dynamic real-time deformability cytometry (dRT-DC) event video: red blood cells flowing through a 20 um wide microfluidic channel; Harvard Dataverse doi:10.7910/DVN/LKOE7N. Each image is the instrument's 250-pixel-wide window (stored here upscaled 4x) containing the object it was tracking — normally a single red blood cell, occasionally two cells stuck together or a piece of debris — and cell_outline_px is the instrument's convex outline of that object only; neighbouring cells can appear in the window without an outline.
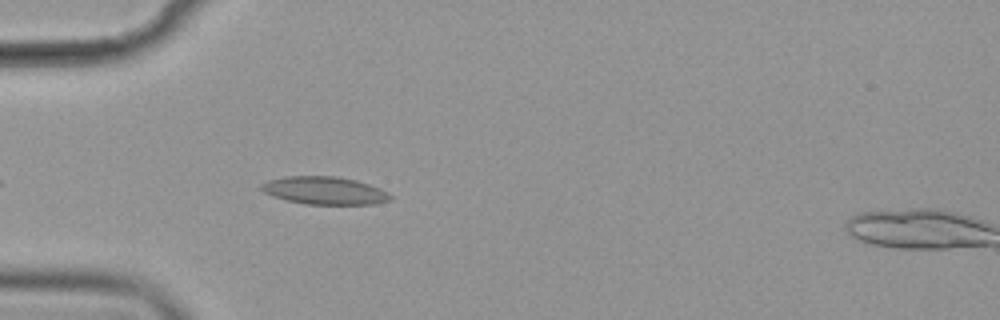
{"species": "common noctule bat (a hibernating species)", "species_latin": "Nyctalus noctula", "temperature_condition": "cold", "stored_images_in_passage": 44, "camera_frame_rate_fps": 3000, "um_per_image_px": 0.085, "animal": {"sex": "female", "body_mass_g": 19.9}, "frame": {"image": 1, "passage_image": 5, "time_ms": 1.333, "image_size_px": [1000, 320], "cell_outline_px": [[392, 200], [376, 204], [304, 204], [272, 196], [264, 192], [260, 188], [260, 184], [268, 180], [284, 176], [332, 176], [356, 180], [380, 188], [388, 192], [392, 196]], "centroid_in_image_um": [27.59, 16.2], "position_along_channel_um": 57.4, "area_um2": 20.92}}
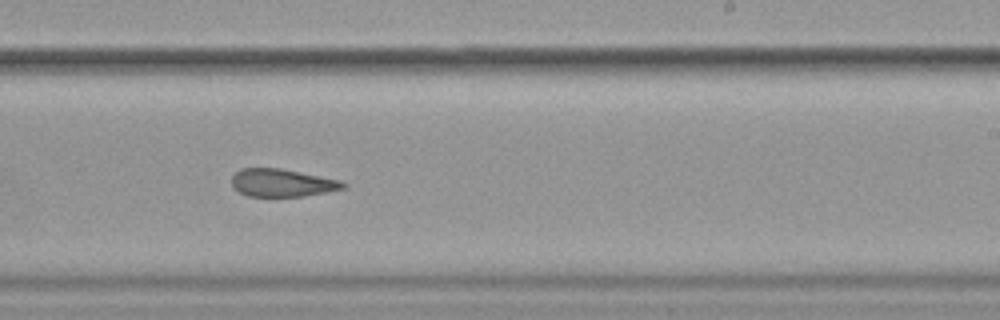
{"frame": {"image": 2, "passage_image": 23, "time_ms": 7.333, "image_size_px": [1000, 320], "cell_outline_px": [[348, 184], [344, 188], [304, 196], [248, 196], [240, 192], [232, 184], [232, 176], [240, 168], [280, 168], [340, 180]], "centroid_in_image_um": [23.97, 15.53], "position_along_channel_um": 265.0, "area_um2": 17.8}}
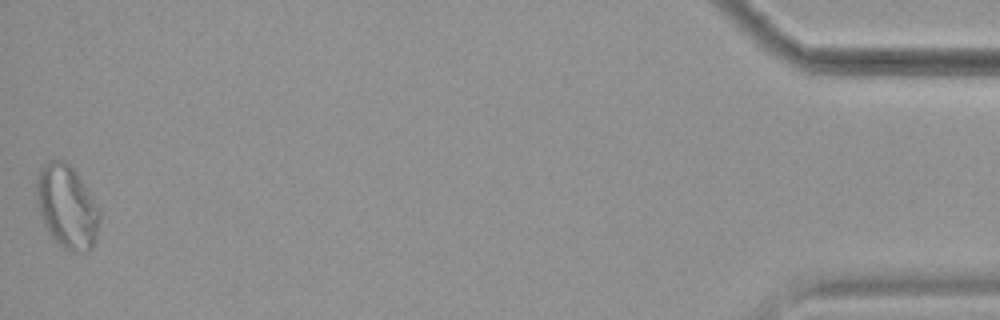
{"frame": {"image": 3, "passage_image": 44, "time_ms": 14.333, "image_size_px": [1000, 320], "cell_outline_px": [[100, 220], [96, 236], [92, 248], [88, 252], [72, 252], [64, 248], [48, 232], [40, 216], [36, 200], [36, 176], [40, 168], [52, 160], [64, 160], [72, 168], [100, 208]], "centroid_in_image_um": [5.68, 17.59], "position_along_channel_um": 429.5, "area_um2": 30.52}, "authors_computed_cell_mechanics": {"area_um2": 19.2474, "velocity_mm_per_s": 3.5843, "shape_relaxation_time_tau1_ms": null, "shape_relaxation_time_tau2_ms": 3.0528, "deformation_change_tau1": null, "deformation_change_tau2": 0.1087}}